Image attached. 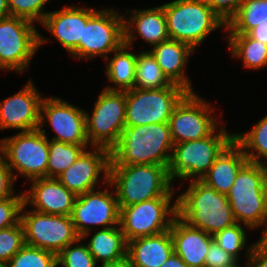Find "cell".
<instances>
[{
    "label": "cell",
    "mask_w": 267,
    "mask_h": 267,
    "mask_svg": "<svg viewBox=\"0 0 267 267\" xmlns=\"http://www.w3.org/2000/svg\"><path fill=\"white\" fill-rule=\"evenodd\" d=\"M173 145L168 123L125 127L110 150V165L169 166Z\"/></svg>",
    "instance_id": "1"
},
{
    "label": "cell",
    "mask_w": 267,
    "mask_h": 267,
    "mask_svg": "<svg viewBox=\"0 0 267 267\" xmlns=\"http://www.w3.org/2000/svg\"><path fill=\"white\" fill-rule=\"evenodd\" d=\"M108 185L114 189L119 209L158 197H173L168 166L109 165Z\"/></svg>",
    "instance_id": "2"
},
{
    "label": "cell",
    "mask_w": 267,
    "mask_h": 267,
    "mask_svg": "<svg viewBox=\"0 0 267 267\" xmlns=\"http://www.w3.org/2000/svg\"><path fill=\"white\" fill-rule=\"evenodd\" d=\"M176 201L178 217L212 236L237 223L227 195L201 180L190 181L187 190Z\"/></svg>",
    "instance_id": "3"
},
{
    "label": "cell",
    "mask_w": 267,
    "mask_h": 267,
    "mask_svg": "<svg viewBox=\"0 0 267 267\" xmlns=\"http://www.w3.org/2000/svg\"><path fill=\"white\" fill-rule=\"evenodd\" d=\"M227 199L237 223L262 227L267 216V166L247 162L237 174Z\"/></svg>",
    "instance_id": "4"
},
{
    "label": "cell",
    "mask_w": 267,
    "mask_h": 267,
    "mask_svg": "<svg viewBox=\"0 0 267 267\" xmlns=\"http://www.w3.org/2000/svg\"><path fill=\"white\" fill-rule=\"evenodd\" d=\"M162 6L170 39L184 42L194 50L212 31L227 28L205 0H173Z\"/></svg>",
    "instance_id": "5"
},
{
    "label": "cell",
    "mask_w": 267,
    "mask_h": 267,
    "mask_svg": "<svg viewBox=\"0 0 267 267\" xmlns=\"http://www.w3.org/2000/svg\"><path fill=\"white\" fill-rule=\"evenodd\" d=\"M202 139L173 145L168 166L171 180H201L221 152L234 140L224 124ZM217 132V133H216Z\"/></svg>",
    "instance_id": "6"
},
{
    "label": "cell",
    "mask_w": 267,
    "mask_h": 267,
    "mask_svg": "<svg viewBox=\"0 0 267 267\" xmlns=\"http://www.w3.org/2000/svg\"><path fill=\"white\" fill-rule=\"evenodd\" d=\"M49 140L42 128L18 132L0 140V155L16 181L21 175L29 181L47 178ZM16 171V174L14 172Z\"/></svg>",
    "instance_id": "7"
},
{
    "label": "cell",
    "mask_w": 267,
    "mask_h": 267,
    "mask_svg": "<svg viewBox=\"0 0 267 267\" xmlns=\"http://www.w3.org/2000/svg\"><path fill=\"white\" fill-rule=\"evenodd\" d=\"M86 133L89 145L111 150L125 128V91L103 89L96 100L93 112H85Z\"/></svg>",
    "instance_id": "8"
},
{
    "label": "cell",
    "mask_w": 267,
    "mask_h": 267,
    "mask_svg": "<svg viewBox=\"0 0 267 267\" xmlns=\"http://www.w3.org/2000/svg\"><path fill=\"white\" fill-rule=\"evenodd\" d=\"M34 23L19 17L0 20V70L23 73L39 47L48 40Z\"/></svg>",
    "instance_id": "9"
},
{
    "label": "cell",
    "mask_w": 267,
    "mask_h": 267,
    "mask_svg": "<svg viewBox=\"0 0 267 267\" xmlns=\"http://www.w3.org/2000/svg\"><path fill=\"white\" fill-rule=\"evenodd\" d=\"M188 92L184 87L125 91V127L168 123L174 108Z\"/></svg>",
    "instance_id": "10"
},
{
    "label": "cell",
    "mask_w": 267,
    "mask_h": 267,
    "mask_svg": "<svg viewBox=\"0 0 267 267\" xmlns=\"http://www.w3.org/2000/svg\"><path fill=\"white\" fill-rule=\"evenodd\" d=\"M158 197L120 208L119 226L127 240L166 232L177 216V201Z\"/></svg>",
    "instance_id": "11"
},
{
    "label": "cell",
    "mask_w": 267,
    "mask_h": 267,
    "mask_svg": "<svg viewBox=\"0 0 267 267\" xmlns=\"http://www.w3.org/2000/svg\"><path fill=\"white\" fill-rule=\"evenodd\" d=\"M26 207L23 204L20 215L25 244L58 255L66 246L80 238L71 216L44 214L32 209L24 212Z\"/></svg>",
    "instance_id": "12"
},
{
    "label": "cell",
    "mask_w": 267,
    "mask_h": 267,
    "mask_svg": "<svg viewBox=\"0 0 267 267\" xmlns=\"http://www.w3.org/2000/svg\"><path fill=\"white\" fill-rule=\"evenodd\" d=\"M124 43V15L111 9L99 10L83 25L79 59H92L118 49Z\"/></svg>",
    "instance_id": "13"
},
{
    "label": "cell",
    "mask_w": 267,
    "mask_h": 267,
    "mask_svg": "<svg viewBox=\"0 0 267 267\" xmlns=\"http://www.w3.org/2000/svg\"><path fill=\"white\" fill-rule=\"evenodd\" d=\"M210 103L195 92H188L174 108L169 119L174 144L202 139L217 128Z\"/></svg>",
    "instance_id": "14"
},
{
    "label": "cell",
    "mask_w": 267,
    "mask_h": 267,
    "mask_svg": "<svg viewBox=\"0 0 267 267\" xmlns=\"http://www.w3.org/2000/svg\"><path fill=\"white\" fill-rule=\"evenodd\" d=\"M105 189H94L77 196L71 219L82 240L90 235L93 225L103 229L119 226L120 209L116 194L114 190L109 191V187Z\"/></svg>",
    "instance_id": "15"
},
{
    "label": "cell",
    "mask_w": 267,
    "mask_h": 267,
    "mask_svg": "<svg viewBox=\"0 0 267 267\" xmlns=\"http://www.w3.org/2000/svg\"><path fill=\"white\" fill-rule=\"evenodd\" d=\"M85 112L84 109L61 98L45 97L41 103L39 128L44 127L47 119L49 126L56 133L51 140L90 146L87 140Z\"/></svg>",
    "instance_id": "16"
},
{
    "label": "cell",
    "mask_w": 267,
    "mask_h": 267,
    "mask_svg": "<svg viewBox=\"0 0 267 267\" xmlns=\"http://www.w3.org/2000/svg\"><path fill=\"white\" fill-rule=\"evenodd\" d=\"M85 149L75 163L62 172L57 179L77 196L94 190L100 175L108 183L110 150L103 147ZM104 173V174H103Z\"/></svg>",
    "instance_id": "17"
},
{
    "label": "cell",
    "mask_w": 267,
    "mask_h": 267,
    "mask_svg": "<svg viewBox=\"0 0 267 267\" xmlns=\"http://www.w3.org/2000/svg\"><path fill=\"white\" fill-rule=\"evenodd\" d=\"M42 96L29 79L22 90L0 101V130L12 128L27 132L39 129Z\"/></svg>",
    "instance_id": "18"
},
{
    "label": "cell",
    "mask_w": 267,
    "mask_h": 267,
    "mask_svg": "<svg viewBox=\"0 0 267 267\" xmlns=\"http://www.w3.org/2000/svg\"><path fill=\"white\" fill-rule=\"evenodd\" d=\"M97 11L95 7L65 6L49 12L41 25L51 32L73 58L79 59V40H82L83 25Z\"/></svg>",
    "instance_id": "19"
},
{
    "label": "cell",
    "mask_w": 267,
    "mask_h": 267,
    "mask_svg": "<svg viewBox=\"0 0 267 267\" xmlns=\"http://www.w3.org/2000/svg\"><path fill=\"white\" fill-rule=\"evenodd\" d=\"M29 192H23L24 204L33 206L34 211L71 216L77 195L69 191L57 178L31 180Z\"/></svg>",
    "instance_id": "20"
},
{
    "label": "cell",
    "mask_w": 267,
    "mask_h": 267,
    "mask_svg": "<svg viewBox=\"0 0 267 267\" xmlns=\"http://www.w3.org/2000/svg\"><path fill=\"white\" fill-rule=\"evenodd\" d=\"M128 14L131 15L128 19L124 14L125 44L134 48L132 44L137 34L152 47L170 39L162 5L132 12L130 10Z\"/></svg>",
    "instance_id": "21"
},
{
    "label": "cell",
    "mask_w": 267,
    "mask_h": 267,
    "mask_svg": "<svg viewBox=\"0 0 267 267\" xmlns=\"http://www.w3.org/2000/svg\"><path fill=\"white\" fill-rule=\"evenodd\" d=\"M169 230L173 239L174 252L180 256L187 267H205V256L213 236L190 226L178 216L174 218Z\"/></svg>",
    "instance_id": "22"
},
{
    "label": "cell",
    "mask_w": 267,
    "mask_h": 267,
    "mask_svg": "<svg viewBox=\"0 0 267 267\" xmlns=\"http://www.w3.org/2000/svg\"><path fill=\"white\" fill-rule=\"evenodd\" d=\"M174 252L170 230L127 242V258L132 267H160Z\"/></svg>",
    "instance_id": "23"
},
{
    "label": "cell",
    "mask_w": 267,
    "mask_h": 267,
    "mask_svg": "<svg viewBox=\"0 0 267 267\" xmlns=\"http://www.w3.org/2000/svg\"><path fill=\"white\" fill-rule=\"evenodd\" d=\"M149 51L172 83L194 92L184 69L189 63L188 58L195 51L190 45L169 39L153 46Z\"/></svg>",
    "instance_id": "24"
},
{
    "label": "cell",
    "mask_w": 267,
    "mask_h": 267,
    "mask_svg": "<svg viewBox=\"0 0 267 267\" xmlns=\"http://www.w3.org/2000/svg\"><path fill=\"white\" fill-rule=\"evenodd\" d=\"M248 162L242 148L233 140L216 158L201 181L227 195L240 169Z\"/></svg>",
    "instance_id": "25"
},
{
    "label": "cell",
    "mask_w": 267,
    "mask_h": 267,
    "mask_svg": "<svg viewBox=\"0 0 267 267\" xmlns=\"http://www.w3.org/2000/svg\"><path fill=\"white\" fill-rule=\"evenodd\" d=\"M129 49H132V47L123 43L112 52L114 55L111 58L105 59L107 61L105 68L107 79L115 86H107L104 89L128 91L134 88L137 54L132 53Z\"/></svg>",
    "instance_id": "26"
},
{
    "label": "cell",
    "mask_w": 267,
    "mask_h": 267,
    "mask_svg": "<svg viewBox=\"0 0 267 267\" xmlns=\"http://www.w3.org/2000/svg\"><path fill=\"white\" fill-rule=\"evenodd\" d=\"M88 241L89 252L97 263L118 261L127 255V240L120 226L101 228Z\"/></svg>",
    "instance_id": "27"
},
{
    "label": "cell",
    "mask_w": 267,
    "mask_h": 267,
    "mask_svg": "<svg viewBox=\"0 0 267 267\" xmlns=\"http://www.w3.org/2000/svg\"><path fill=\"white\" fill-rule=\"evenodd\" d=\"M229 50L235 58H240L243 67L260 70L267 66V45L251 38L248 34H228Z\"/></svg>",
    "instance_id": "28"
},
{
    "label": "cell",
    "mask_w": 267,
    "mask_h": 267,
    "mask_svg": "<svg viewBox=\"0 0 267 267\" xmlns=\"http://www.w3.org/2000/svg\"><path fill=\"white\" fill-rule=\"evenodd\" d=\"M134 88L160 89L182 87L172 83L157 64L156 58L148 50L137 53Z\"/></svg>",
    "instance_id": "29"
},
{
    "label": "cell",
    "mask_w": 267,
    "mask_h": 267,
    "mask_svg": "<svg viewBox=\"0 0 267 267\" xmlns=\"http://www.w3.org/2000/svg\"><path fill=\"white\" fill-rule=\"evenodd\" d=\"M234 141L249 162L267 166V115L248 132L235 133Z\"/></svg>",
    "instance_id": "30"
},
{
    "label": "cell",
    "mask_w": 267,
    "mask_h": 267,
    "mask_svg": "<svg viewBox=\"0 0 267 267\" xmlns=\"http://www.w3.org/2000/svg\"><path fill=\"white\" fill-rule=\"evenodd\" d=\"M265 21H267V0H244L224 30L228 32L227 34H247Z\"/></svg>",
    "instance_id": "31"
},
{
    "label": "cell",
    "mask_w": 267,
    "mask_h": 267,
    "mask_svg": "<svg viewBox=\"0 0 267 267\" xmlns=\"http://www.w3.org/2000/svg\"><path fill=\"white\" fill-rule=\"evenodd\" d=\"M88 147L92 148L91 146H80L50 140L47 178H57L62 172L73 165L81 153Z\"/></svg>",
    "instance_id": "32"
},
{
    "label": "cell",
    "mask_w": 267,
    "mask_h": 267,
    "mask_svg": "<svg viewBox=\"0 0 267 267\" xmlns=\"http://www.w3.org/2000/svg\"><path fill=\"white\" fill-rule=\"evenodd\" d=\"M4 267H57V255L25 244Z\"/></svg>",
    "instance_id": "33"
},
{
    "label": "cell",
    "mask_w": 267,
    "mask_h": 267,
    "mask_svg": "<svg viewBox=\"0 0 267 267\" xmlns=\"http://www.w3.org/2000/svg\"><path fill=\"white\" fill-rule=\"evenodd\" d=\"M81 240L80 237L57 255V267H97V262L89 252L87 244H81Z\"/></svg>",
    "instance_id": "34"
},
{
    "label": "cell",
    "mask_w": 267,
    "mask_h": 267,
    "mask_svg": "<svg viewBox=\"0 0 267 267\" xmlns=\"http://www.w3.org/2000/svg\"><path fill=\"white\" fill-rule=\"evenodd\" d=\"M247 237L245 228L242 227L241 223H236L231 227L224 228L222 231L215 233L213 240L223 250L239 260V253L242 249L246 248Z\"/></svg>",
    "instance_id": "35"
},
{
    "label": "cell",
    "mask_w": 267,
    "mask_h": 267,
    "mask_svg": "<svg viewBox=\"0 0 267 267\" xmlns=\"http://www.w3.org/2000/svg\"><path fill=\"white\" fill-rule=\"evenodd\" d=\"M25 245L21 222L0 230V265L4 267Z\"/></svg>",
    "instance_id": "36"
},
{
    "label": "cell",
    "mask_w": 267,
    "mask_h": 267,
    "mask_svg": "<svg viewBox=\"0 0 267 267\" xmlns=\"http://www.w3.org/2000/svg\"><path fill=\"white\" fill-rule=\"evenodd\" d=\"M49 0H7L10 16L26 19L40 24L49 12H45V4Z\"/></svg>",
    "instance_id": "37"
},
{
    "label": "cell",
    "mask_w": 267,
    "mask_h": 267,
    "mask_svg": "<svg viewBox=\"0 0 267 267\" xmlns=\"http://www.w3.org/2000/svg\"><path fill=\"white\" fill-rule=\"evenodd\" d=\"M0 200V230L20 222L21 209L24 204L23 192Z\"/></svg>",
    "instance_id": "38"
},
{
    "label": "cell",
    "mask_w": 267,
    "mask_h": 267,
    "mask_svg": "<svg viewBox=\"0 0 267 267\" xmlns=\"http://www.w3.org/2000/svg\"><path fill=\"white\" fill-rule=\"evenodd\" d=\"M239 265V261L218 246L214 240L210 243L205 256V267H240Z\"/></svg>",
    "instance_id": "39"
},
{
    "label": "cell",
    "mask_w": 267,
    "mask_h": 267,
    "mask_svg": "<svg viewBox=\"0 0 267 267\" xmlns=\"http://www.w3.org/2000/svg\"><path fill=\"white\" fill-rule=\"evenodd\" d=\"M210 8L226 23L236 15L244 0H205Z\"/></svg>",
    "instance_id": "40"
},
{
    "label": "cell",
    "mask_w": 267,
    "mask_h": 267,
    "mask_svg": "<svg viewBox=\"0 0 267 267\" xmlns=\"http://www.w3.org/2000/svg\"><path fill=\"white\" fill-rule=\"evenodd\" d=\"M14 182L10 168L0 155V200L7 199L15 194Z\"/></svg>",
    "instance_id": "41"
},
{
    "label": "cell",
    "mask_w": 267,
    "mask_h": 267,
    "mask_svg": "<svg viewBox=\"0 0 267 267\" xmlns=\"http://www.w3.org/2000/svg\"><path fill=\"white\" fill-rule=\"evenodd\" d=\"M247 262L254 267H267V246H263L258 240L246 250Z\"/></svg>",
    "instance_id": "42"
},
{
    "label": "cell",
    "mask_w": 267,
    "mask_h": 267,
    "mask_svg": "<svg viewBox=\"0 0 267 267\" xmlns=\"http://www.w3.org/2000/svg\"><path fill=\"white\" fill-rule=\"evenodd\" d=\"M251 38L267 45V21L257 25L247 33Z\"/></svg>",
    "instance_id": "43"
},
{
    "label": "cell",
    "mask_w": 267,
    "mask_h": 267,
    "mask_svg": "<svg viewBox=\"0 0 267 267\" xmlns=\"http://www.w3.org/2000/svg\"><path fill=\"white\" fill-rule=\"evenodd\" d=\"M160 267H187V265L180 256L173 252Z\"/></svg>",
    "instance_id": "44"
},
{
    "label": "cell",
    "mask_w": 267,
    "mask_h": 267,
    "mask_svg": "<svg viewBox=\"0 0 267 267\" xmlns=\"http://www.w3.org/2000/svg\"><path fill=\"white\" fill-rule=\"evenodd\" d=\"M101 267H132V265L126 256L118 261L103 263Z\"/></svg>",
    "instance_id": "45"
},
{
    "label": "cell",
    "mask_w": 267,
    "mask_h": 267,
    "mask_svg": "<svg viewBox=\"0 0 267 267\" xmlns=\"http://www.w3.org/2000/svg\"><path fill=\"white\" fill-rule=\"evenodd\" d=\"M10 17L7 0H0V20Z\"/></svg>",
    "instance_id": "46"
},
{
    "label": "cell",
    "mask_w": 267,
    "mask_h": 267,
    "mask_svg": "<svg viewBox=\"0 0 267 267\" xmlns=\"http://www.w3.org/2000/svg\"><path fill=\"white\" fill-rule=\"evenodd\" d=\"M263 232H262V237L258 240L263 246H267V216L264 220L263 223Z\"/></svg>",
    "instance_id": "47"
},
{
    "label": "cell",
    "mask_w": 267,
    "mask_h": 267,
    "mask_svg": "<svg viewBox=\"0 0 267 267\" xmlns=\"http://www.w3.org/2000/svg\"><path fill=\"white\" fill-rule=\"evenodd\" d=\"M245 265L246 267H254L250 262H247Z\"/></svg>",
    "instance_id": "48"
}]
</instances>
